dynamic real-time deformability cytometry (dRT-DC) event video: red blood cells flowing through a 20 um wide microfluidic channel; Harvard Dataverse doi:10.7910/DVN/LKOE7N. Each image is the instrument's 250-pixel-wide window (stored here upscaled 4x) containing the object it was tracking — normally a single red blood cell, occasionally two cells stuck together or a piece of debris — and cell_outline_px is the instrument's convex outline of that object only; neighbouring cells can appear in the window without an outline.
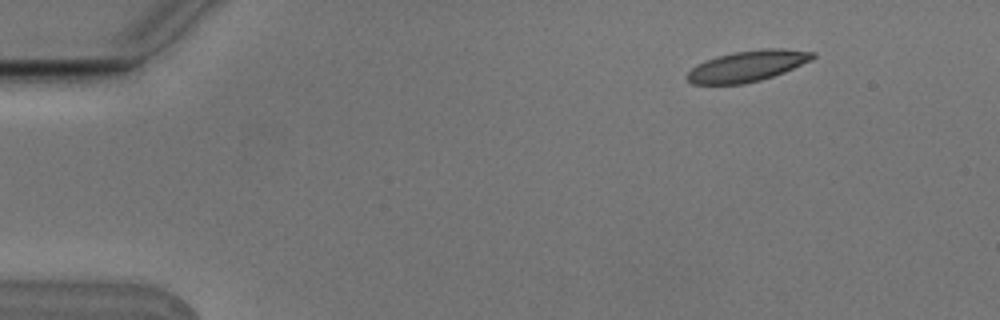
{"species": "Egyptian fruit bat (a non-hibernating species)", "species_latin": "Rousettus aegyptiacus", "temperature_condition": "cold", "stored_images_in_passage": 6, "camera_frame_rate_fps": 3000, "um_per_image_px": 0.085, "animal": {"sex": "male"}, "frame": {"image": 1, "passage_image": 2, "time_ms": 0.333, "image_size_px": [1000, 320], "cell_outline_px": [[816, 56], [812, 60], [784, 72], [760, 80], [744, 84], [692, 84], [684, 76], [692, 68], [716, 56], [732, 52], [764, 48], [784, 48], [816, 52]], "centroid_in_image_um": [63.56, 5.6], "position_along_channel_um": 21.4, "area_um2": 22.66}}